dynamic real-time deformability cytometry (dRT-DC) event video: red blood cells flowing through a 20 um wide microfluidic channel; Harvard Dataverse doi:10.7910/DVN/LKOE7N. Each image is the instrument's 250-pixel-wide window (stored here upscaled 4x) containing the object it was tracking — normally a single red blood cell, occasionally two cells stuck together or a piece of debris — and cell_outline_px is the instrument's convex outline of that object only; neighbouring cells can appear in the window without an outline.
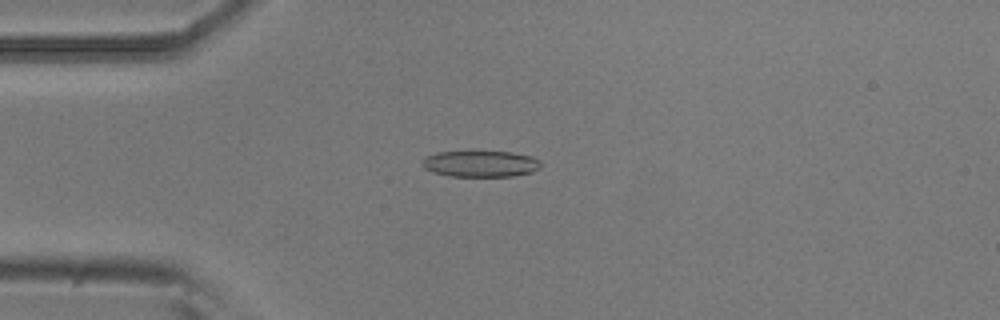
{"species": "common noctule bat (a hibernating species)", "species_latin": "Nyctalus noctula", "temperature_condition": "room temperature", "stored_images_in_passage": 53, "camera_frame_rate_fps": 3000, "um_per_image_px": 0.085, "animal": {"sex": "male", "body_mass_g": 20.5, "forearm_length_mm": 52.5}, "frame": {"image": 1, "passage_image": 13, "time_ms": 4.0, "image_size_px": [1000, 320], "cell_outline_px": [[540, 168], [532, 172], [512, 176], [448, 176], [432, 172], [424, 168], [420, 164], [420, 160], [424, 156], [436, 152], [512, 152], [532, 156], [540, 160]], "centroid_in_image_um": [40.79, 13.92], "position_along_channel_um": 44.2, "area_um2": 18.32}}
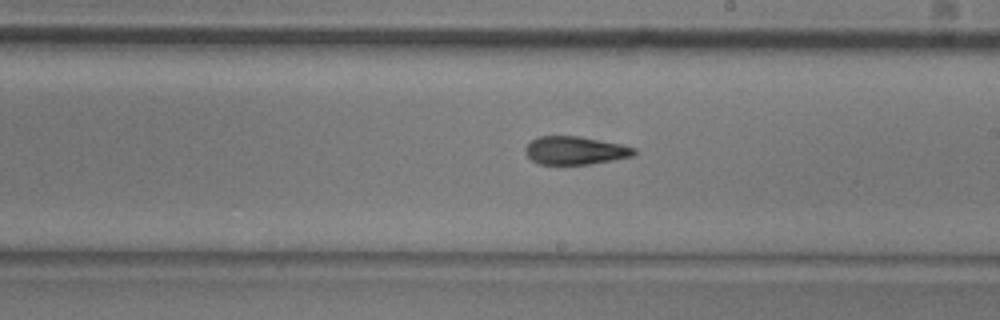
{"frame": {"image": 2, "passage_image": 30, "time_ms": 9.667, "image_size_px": [1000, 320], "cell_outline_px": [[636, 152], [632, 156], [612, 160], [588, 164], [540, 164], [532, 160], [524, 152], [524, 148], [536, 136], [580, 136], [624, 144], [636, 148]], "centroid_in_image_um": [48.89, 12.77], "position_along_channel_um": 240.1, "area_um2": 17.92}}
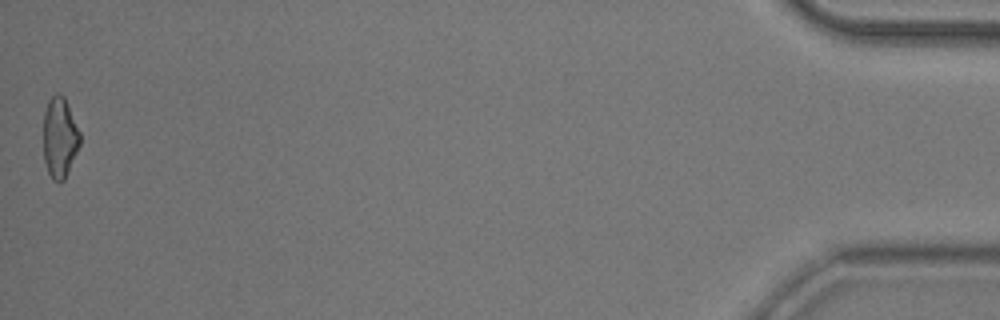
{"frame": {"image": 3, "passage_image": 53, "time_ms": 17.333, "image_size_px": [1000, 320], "cell_outline_px": [[80, 144], [64, 180], [60, 184], [52, 180], [48, 172], [44, 160], [44, 112], [48, 100], [56, 92], [60, 92], [64, 96], [80, 132]], "centroid_in_image_um": [5.07, 11.69], "position_along_channel_um": 430.1, "area_um2": 17.22}, "authors_computed_cell_mechanics": {"area_um2": 18.3226, "velocity_mm_per_s": 3.7534, "shape_relaxation_time_tau1_ms": 5.3217, "shape_relaxation_time_tau2_ms": 3.2801, "deformation_change_tau1": 0.1518, "deformation_change_tau2": 0.1228}}